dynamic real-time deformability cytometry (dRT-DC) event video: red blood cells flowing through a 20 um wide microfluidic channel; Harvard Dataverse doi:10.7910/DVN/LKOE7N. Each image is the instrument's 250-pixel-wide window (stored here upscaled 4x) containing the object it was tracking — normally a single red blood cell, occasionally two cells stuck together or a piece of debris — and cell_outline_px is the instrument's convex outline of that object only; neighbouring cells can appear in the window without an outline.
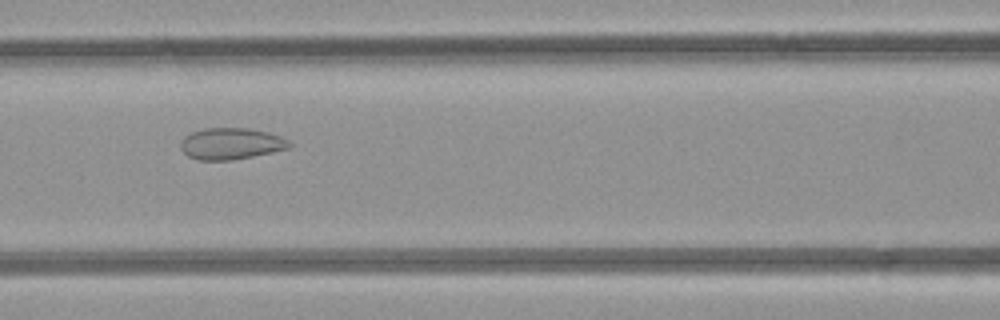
{"species": "common noctule bat (a hibernating species)", "species_latin": "Nyctalus noctula", "temperature_condition": "room temperature", "stored_images_in_passage": 5, "camera_frame_rate_fps": 3000, "um_per_image_px": 0.085, "animal": {"sex": "female", "body_mass_g": 21.9}, "frame": {"image": 1, "passage_image": 5, "time_ms": 4.667, "image_size_px": [1000, 320], "cell_outline_px": [[292, 144], [288, 148], [272, 152], [232, 160], [196, 160], [188, 156], [180, 148], [180, 140], [184, 136], [192, 132], [204, 128], [248, 128], [268, 132], [280, 136], [288, 140]], "centroid_in_image_um": [19.6, 12.21], "position_along_channel_um": 147.0, "area_um2": 20.0}}